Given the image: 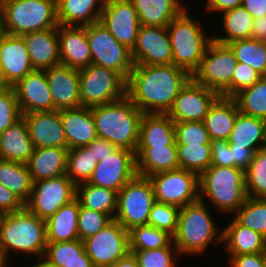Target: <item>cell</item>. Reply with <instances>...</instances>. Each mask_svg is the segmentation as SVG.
Listing matches in <instances>:
<instances>
[{
    "instance_id": "obj_1",
    "label": "cell",
    "mask_w": 266,
    "mask_h": 267,
    "mask_svg": "<svg viewBox=\"0 0 266 267\" xmlns=\"http://www.w3.org/2000/svg\"><path fill=\"white\" fill-rule=\"evenodd\" d=\"M191 79L184 69L170 65H134L126 95L143 113L167 114L180 90Z\"/></svg>"
},
{
    "instance_id": "obj_2",
    "label": "cell",
    "mask_w": 266,
    "mask_h": 267,
    "mask_svg": "<svg viewBox=\"0 0 266 267\" xmlns=\"http://www.w3.org/2000/svg\"><path fill=\"white\" fill-rule=\"evenodd\" d=\"M96 133L118 148L136 151L143 112L125 95L120 100L91 107Z\"/></svg>"
},
{
    "instance_id": "obj_3",
    "label": "cell",
    "mask_w": 266,
    "mask_h": 267,
    "mask_svg": "<svg viewBox=\"0 0 266 267\" xmlns=\"http://www.w3.org/2000/svg\"><path fill=\"white\" fill-rule=\"evenodd\" d=\"M47 243L46 220L26 208L0 215V250L6 262L14 251L42 260Z\"/></svg>"
},
{
    "instance_id": "obj_4",
    "label": "cell",
    "mask_w": 266,
    "mask_h": 267,
    "mask_svg": "<svg viewBox=\"0 0 266 267\" xmlns=\"http://www.w3.org/2000/svg\"><path fill=\"white\" fill-rule=\"evenodd\" d=\"M207 202L198 200L180 208L176 233L173 243L179 254L203 255L208 245L222 243V231L207 209Z\"/></svg>"
},
{
    "instance_id": "obj_5",
    "label": "cell",
    "mask_w": 266,
    "mask_h": 267,
    "mask_svg": "<svg viewBox=\"0 0 266 267\" xmlns=\"http://www.w3.org/2000/svg\"><path fill=\"white\" fill-rule=\"evenodd\" d=\"M57 0H0V31L23 36L58 27Z\"/></svg>"
},
{
    "instance_id": "obj_6",
    "label": "cell",
    "mask_w": 266,
    "mask_h": 267,
    "mask_svg": "<svg viewBox=\"0 0 266 267\" xmlns=\"http://www.w3.org/2000/svg\"><path fill=\"white\" fill-rule=\"evenodd\" d=\"M205 197L219 212L234 214L247 198L245 171L211 165L199 176V200Z\"/></svg>"
},
{
    "instance_id": "obj_7",
    "label": "cell",
    "mask_w": 266,
    "mask_h": 267,
    "mask_svg": "<svg viewBox=\"0 0 266 267\" xmlns=\"http://www.w3.org/2000/svg\"><path fill=\"white\" fill-rule=\"evenodd\" d=\"M167 30L172 47L173 64L192 75L213 37L207 36L200 22L189 16L188 8L168 24Z\"/></svg>"
},
{
    "instance_id": "obj_8",
    "label": "cell",
    "mask_w": 266,
    "mask_h": 267,
    "mask_svg": "<svg viewBox=\"0 0 266 267\" xmlns=\"http://www.w3.org/2000/svg\"><path fill=\"white\" fill-rule=\"evenodd\" d=\"M237 60L227 44L212 40L191 79L220 96L232 98V77Z\"/></svg>"
},
{
    "instance_id": "obj_9",
    "label": "cell",
    "mask_w": 266,
    "mask_h": 267,
    "mask_svg": "<svg viewBox=\"0 0 266 267\" xmlns=\"http://www.w3.org/2000/svg\"><path fill=\"white\" fill-rule=\"evenodd\" d=\"M127 81L116 71L90 64L79 69L82 107H94L120 100L126 95Z\"/></svg>"
},
{
    "instance_id": "obj_10",
    "label": "cell",
    "mask_w": 266,
    "mask_h": 267,
    "mask_svg": "<svg viewBox=\"0 0 266 267\" xmlns=\"http://www.w3.org/2000/svg\"><path fill=\"white\" fill-rule=\"evenodd\" d=\"M155 202L154 189L149 178L136 175L118 192L114 219L127 231L136 226L147 225Z\"/></svg>"
},
{
    "instance_id": "obj_11",
    "label": "cell",
    "mask_w": 266,
    "mask_h": 267,
    "mask_svg": "<svg viewBox=\"0 0 266 267\" xmlns=\"http://www.w3.org/2000/svg\"><path fill=\"white\" fill-rule=\"evenodd\" d=\"M91 64L118 72L126 81L134 67L131 50L120 44L99 21L86 26Z\"/></svg>"
},
{
    "instance_id": "obj_12",
    "label": "cell",
    "mask_w": 266,
    "mask_h": 267,
    "mask_svg": "<svg viewBox=\"0 0 266 267\" xmlns=\"http://www.w3.org/2000/svg\"><path fill=\"white\" fill-rule=\"evenodd\" d=\"M155 201L179 208L199 200V176L185 169L164 171L148 176Z\"/></svg>"
},
{
    "instance_id": "obj_13",
    "label": "cell",
    "mask_w": 266,
    "mask_h": 267,
    "mask_svg": "<svg viewBox=\"0 0 266 267\" xmlns=\"http://www.w3.org/2000/svg\"><path fill=\"white\" fill-rule=\"evenodd\" d=\"M76 187L66 174L35 181L25 208L40 219L47 220L58 209L76 198Z\"/></svg>"
},
{
    "instance_id": "obj_14",
    "label": "cell",
    "mask_w": 266,
    "mask_h": 267,
    "mask_svg": "<svg viewBox=\"0 0 266 267\" xmlns=\"http://www.w3.org/2000/svg\"><path fill=\"white\" fill-rule=\"evenodd\" d=\"M94 267H109L129 252V232L115 219L84 241Z\"/></svg>"
},
{
    "instance_id": "obj_15",
    "label": "cell",
    "mask_w": 266,
    "mask_h": 267,
    "mask_svg": "<svg viewBox=\"0 0 266 267\" xmlns=\"http://www.w3.org/2000/svg\"><path fill=\"white\" fill-rule=\"evenodd\" d=\"M100 22L120 44L132 51L141 25L130 0H105Z\"/></svg>"
},
{
    "instance_id": "obj_16",
    "label": "cell",
    "mask_w": 266,
    "mask_h": 267,
    "mask_svg": "<svg viewBox=\"0 0 266 267\" xmlns=\"http://www.w3.org/2000/svg\"><path fill=\"white\" fill-rule=\"evenodd\" d=\"M136 175L135 152L118 148L114 153L98 162L88 183L118 193Z\"/></svg>"
},
{
    "instance_id": "obj_17",
    "label": "cell",
    "mask_w": 266,
    "mask_h": 267,
    "mask_svg": "<svg viewBox=\"0 0 266 267\" xmlns=\"http://www.w3.org/2000/svg\"><path fill=\"white\" fill-rule=\"evenodd\" d=\"M219 96L216 91L190 79L180 90L167 115L174 123L203 121Z\"/></svg>"
},
{
    "instance_id": "obj_18",
    "label": "cell",
    "mask_w": 266,
    "mask_h": 267,
    "mask_svg": "<svg viewBox=\"0 0 266 267\" xmlns=\"http://www.w3.org/2000/svg\"><path fill=\"white\" fill-rule=\"evenodd\" d=\"M131 57L134 65L173 64L167 27L141 25Z\"/></svg>"
},
{
    "instance_id": "obj_19",
    "label": "cell",
    "mask_w": 266,
    "mask_h": 267,
    "mask_svg": "<svg viewBox=\"0 0 266 267\" xmlns=\"http://www.w3.org/2000/svg\"><path fill=\"white\" fill-rule=\"evenodd\" d=\"M32 71L23 38L0 31V85L14 86Z\"/></svg>"
},
{
    "instance_id": "obj_20",
    "label": "cell",
    "mask_w": 266,
    "mask_h": 267,
    "mask_svg": "<svg viewBox=\"0 0 266 267\" xmlns=\"http://www.w3.org/2000/svg\"><path fill=\"white\" fill-rule=\"evenodd\" d=\"M22 113L53 111L45 70H34L12 86Z\"/></svg>"
},
{
    "instance_id": "obj_21",
    "label": "cell",
    "mask_w": 266,
    "mask_h": 267,
    "mask_svg": "<svg viewBox=\"0 0 266 267\" xmlns=\"http://www.w3.org/2000/svg\"><path fill=\"white\" fill-rule=\"evenodd\" d=\"M34 148L68 149L60 111L33 112L22 115Z\"/></svg>"
},
{
    "instance_id": "obj_22",
    "label": "cell",
    "mask_w": 266,
    "mask_h": 267,
    "mask_svg": "<svg viewBox=\"0 0 266 267\" xmlns=\"http://www.w3.org/2000/svg\"><path fill=\"white\" fill-rule=\"evenodd\" d=\"M53 100V111L81 106L79 70L59 64L45 70Z\"/></svg>"
},
{
    "instance_id": "obj_23",
    "label": "cell",
    "mask_w": 266,
    "mask_h": 267,
    "mask_svg": "<svg viewBox=\"0 0 266 267\" xmlns=\"http://www.w3.org/2000/svg\"><path fill=\"white\" fill-rule=\"evenodd\" d=\"M58 39L62 65L79 70L91 64L86 26L58 25Z\"/></svg>"
},
{
    "instance_id": "obj_24",
    "label": "cell",
    "mask_w": 266,
    "mask_h": 267,
    "mask_svg": "<svg viewBox=\"0 0 266 267\" xmlns=\"http://www.w3.org/2000/svg\"><path fill=\"white\" fill-rule=\"evenodd\" d=\"M21 37L28 49L34 70H46L61 64L58 27L35 31Z\"/></svg>"
},
{
    "instance_id": "obj_25",
    "label": "cell",
    "mask_w": 266,
    "mask_h": 267,
    "mask_svg": "<svg viewBox=\"0 0 266 267\" xmlns=\"http://www.w3.org/2000/svg\"><path fill=\"white\" fill-rule=\"evenodd\" d=\"M60 118L68 149L85 147L98 137L91 108L60 110Z\"/></svg>"
},
{
    "instance_id": "obj_26",
    "label": "cell",
    "mask_w": 266,
    "mask_h": 267,
    "mask_svg": "<svg viewBox=\"0 0 266 267\" xmlns=\"http://www.w3.org/2000/svg\"><path fill=\"white\" fill-rule=\"evenodd\" d=\"M68 150L57 147L34 148L26 163L33 182L64 175Z\"/></svg>"
},
{
    "instance_id": "obj_27",
    "label": "cell",
    "mask_w": 266,
    "mask_h": 267,
    "mask_svg": "<svg viewBox=\"0 0 266 267\" xmlns=\"http://www.w3.org/2000/svg\"><path fill=\"white\" fill-rule=\"evenodd\" d=\"M135 155L139 176L179 169L177 146L137 147Z\"/></svg>"
},
{
    "instance_id": "obj_28",
    "label": "cell",
    "mask_w": 266,
    "mask_h": 267,
    "mask_svg": "<svg viewBox=\"0 0 266 267\" xmlns=\"http://www.w3.org/2000/svg\"><path fill=\"white\" fill-rule=\"evenodd\" d=\"M177 146L175 123L167 114L144 113L137 147Z\"/></svg>"
},
{
    "instance_id": "obj_29",
    "label": "cell",
    "mask_w": 266,
    "mask_h": 267,
    "mask_svg": "<svg viewBox=\"0 0 266 267\" xmlns=\"http://www.w3.org/2000/svg\"><path fill=\"white\" fill-rule=\"evenodd\" d=\"M238 113L234 98L219 96L215 100L203 120L211 141L228 140Z\"/></svg>"
},
{
    "instance_id": "obj_30",
    "label": "cell",
    "mask_w": 266,
    "mask_h": 267,
    "mask_svg": "<svg viewBox=\"0 0 266 267\" xmlns=\"http://www.w3.org/2000/svg\"><path fill=\"white\" fill-rule=\"evenodd\" d=\"M105 0H57L59 25L87 26L100 21Z\"/></svg>"
},
{
    "instance_id": "obj_31",
    "label": "cell",
    "mask_w": 266,
    "mask_h": 267,
    "mask_svg": "<svg viewBox=\"0 0 266 267\" xmlns=\"http://www.w3.org/2000/svg\"><path fill=\"white\" fill-rule=\"evenodd\" d=\"M227 226V227H226ZM222 230V244L230 255L266 252V238L234 218Z\"/></svg>"
},
{
    "instance_id": "obj_32",
    "label": "cell",
    "mask_w": 266,
    "mask_h": 267,
    "mask_svg": "<svg viewBox=\"0 0 266 267\" xmlns=\"http://www.w3.org/2000/svg\"><path fill=\"white\" fill-rule=\"evenodd\" d=\"M33 150L34 146L23 117L0 133V159L26 164Z\"/></svg>"
},
{
    "instance_id": "obj_33",
    "label": "cell",
    "mask_w": 266,
    "mask_h": 267,
    "mask_svg": "<svg viewBox=\"0 0 266 267\" xmlns=\"http://www.w3.org/2000/svg\"><path fill=\"white\" fill-rule=\"evenodd\" d=\"M227 141L230 147L265 148L266 120L239 112Z\"/></svg>"
},
{
    "instance_id": "obj_34",
    "label": "cell",
    "mask_w": 266,
    "mask_h": 267,
    "mask_svg": "<svg viewBox=\"0 0 266 267\" xmlns=\"http://www.w3.org/2000/svg\"><path fill=\"white\" fill-rule=\"evenodd\" d=\"M80 203L77 198L58 209L46 220L47 242L79 239L78 217Z\"/></svg>"
},
{
    "instance_id": "obj_35",
    "label": "cell",
    "mask_w": 266,
    "mask_h": 267,
    "mask_svg": "<svg viewBox=\"0 0 266 267\" xmlns=\"http://www.w3.org/2000/svg\"><path fill=\"white\" fill-rule=\"evenodd\" d=\"M140 25L167 27L186 7L180 0H130Z\"/></svg>"
},
{
    "instance_id": "obj_36",
    "label": "cell",
    "mask_w": 266,
    "mask_h": 267,
    "mask_svg": "<svg viewBox=\"0 0 266 267\" xmlns=\"http://www.w3.org/2000/svg\"><path fill=\"white\" fill-rule=\"evenodd\" d=\"M117 195L118 193L114 190L95 186L88 182L81 183L76 187V198L82 207L107 214L111 219L115 218Z\"/></svg>"
},
{
    "instance_id": "obj_37",
    "label": "cell",
    "mask_w": 266,
    "mask_h": 267,
    "mask_svg": "<svg viewBox=\"0 0 266 267\" xmlns=\"http://www.w3.org/2000/svg\"><path fill=\"white\" fill-rule=\"evenodd\" d=\"M0 183L16 194L24 203L28 201L33 180L26 164L0 159Z\"/></svg>"
},
{
    "instance_id": "obj_38",
    "label": "cell",
    "mask_w": 266,
    "mask_h": 267,
    "mask_svg": "<svg viewBox=\"0 0 266 267\" xmlns=\"http://www.w3.org/2000/svg\"><path fill=\"white\" fill-rule=\"evenodd\" d=\"M222 27L225 35L212 36L213 40L222 44H228L242 39H250L253 25L252 15L242 6L227 10L222 13Z\"/></svg>"
},
{
    "instance_id": "obj_39",
    "label": "cell",
    "mask_w": 266,
    "mask_h": 267,
    "mask_svg": "<svg viewBox=\"0 0 266 267\" xmlns=\"http://www.w3.org/2000/svg\"><path fill=\"white\" fill-rule=\"evenodd\" d=\"M97 164L93 151L87 146L69 149L65 174L77 186L88 182Z\"/></svg>"
},
{
    "instance_id": "obj_40",
    "label": "cell",
    "mask_w": 266,
    "mask_h": 267,
    "mask_svg": "<svg viewBox=\"0 0 266 267\" xmlns=\"http://www.w3.org/2000/svg\"><path fill=\"white\" fill-rule=\"evenodd\" d=\"M237 62L245 63L266 76V43L254 39H242L227 44Z\"/></svg>"
},
{
    "instance_id": "obj_41",
    "label": "cell",
    "mask_w": 266,
    "mask_h": 267,
    "mask_svg": "<svg viewBox=\"0 0 266 267\" xmlns=\"http://www.w3.org/2000/svg\"><path fill=\"white\" fill-rule=\"evenodd\" d=\"M129 232V250H152L169 246L173 236L151 225L133 227Z\"/></svg>"
},
{
    "instance_id": "obj_42",
    "label": "cell",
    "mask_w": 266,
    "mask_h": 267,
    "mask_svg": "<svg viewBox=\"0 0 266 267\" xmlns=\"http://www.w3.org/2000/svg\"><path fill=\"white\" fill-rule=\"evenodd\" d=\"M239 112L266 120V76L234 97Z\"/></svg>"
},
{
    "instance_id": "obj_43",
    "label": "cell",
    "mask_w": 266,
    "mask_h": 267,
    "mask_svg": "<svg viewBox=\"0 0 266 267\" xmlns=\"http://www.w3.org/2000/svg\"><path fill=\"white\" fill-rule=\"evenodd\" d=\"M234 214V219L240 225L266 238V198L247 197Z\"/></svg>"
},
{
    "instance_id": "obj_44",
    "label": "cell",
    "mask_w": 266,
    "mask_h": 267,
    "mask_svg": "<svg viewBox=\"0 0 266 267\" xmlns=\"http://www.w3.org/2000/svg\"><path fill=\"white\" fill-rule=\"evenodd\" d=\"M179 168L200 176L211 166V144L177 145Z\"/></svg>"
},
{
    "instance_id": "obj_45",
    "label": "cell",
    "mask_w": 266,
    "mask_h": 267,
    "mask_svg": "<svg viewBox=\"0 0 266 267\" xmlns=\"http://www.w3.org/2000/svg\"><path fill=\"white\" fill-rule=\"evenodd\" d=\"M85 250L84 242L80 239L63 242H48L42 261L49 267H64V265L82 260Z\"/></svg>"
},
{
    "instance_id": "obj_46",
    "label": "cell",
    "mask_w": 266,
    "mask_h": 267,
    "mask_svg": "<svg viewBox=\"0 0 266 267\" xmlns=\"http://www.w3.org/2000/svg\"><path fill=\"white\" fill-rule=\"evenodd\" d=\"M247 197L266 198V147L259 149L245 170Z\"/></svg>"
},
{
    "instance_id": "obj_47",
    "label": "cell",
    "mask_w": 266,
    "mask_h": 267,
    "mask_svg": "<svg viewBox=\"0 0 266 267\" xmlns=\"http://www.w3.org/2000/svg\"><path fill=\"white\" fill-rule=\"evenodd\" d=\"M132 253L137 259L139 267H177L176 257L180 256L173 242L167 247L134 250Z\"/></svg>"
},
{
    "instance_id": "obj_48",
    "label": "cell",
    "mask_w": 266,
    "mask_h": 267,
    "mask_svg": "<svg viewBox=\"0 0 266 267\" xmlns=\"http://www.w3.org/2000/svg\"><path fill=\"white\" fill-rule=\"evenodd\" d=\"M180 208L175 205L155 202L148 217V225L174 236L178 225Z\"/></svg>"
},
{
    "instance_id": "obj_49",
    "label": "cell",
    "mask_w": 266,
    "mask_h": 267,
    "mask_svg": "<svg viewBox=\"0 0 266 267\" xmlns=\"http://www.w3.org/2000/svg\"><path fill=\"white\" fill-rule=\"evenodd\" d=\"M22 118L12 86L0 85V133Z\"/></svg>"
},
{
    "instance_id": "obj_50",
    "label": "cell",
    "mask_w": 266,
    "mask_h": 267,
    "mask_svg": "<svg viewBox=\"0 0 266 267\" xmlns=\"http://www.w3.org/2000/svg\"><path fill=\"white\" fill-rule=\"evenodd\" d=\"M176 145L211 144L203 121L175 123Z\"/></svg>"
},
{
    "instance_id": "obj_51",
    "label": "cell",
    "mask_w": 266,
    "mask_h": 267,
    "mask_svg": "<svg viewBox=\"0 0 266 267\" xmlns=\"http://www.w3.org/2000/svg\"><path fill=\"white\" fill-rule=\"evenodd\" d=\"M111 220L107 214L90 210L80 205L77 221L79 239L84 241L86 238L93 236L102 230Z\"/></svg>"
},
{
    "instance_id": "obj_52",
    "label": "cell",
    "mask_w": 266,
    "mask_h": 267,
    "mask_svg": "<svg viewBox=\"0 0 266 267\" xmlns=\"http://www.w3.org/2000/svg\"><path fill=\"white\" fill-rule=\"evenodd\" d=\"M263 76L245 63L238 62L232 77V98L239 92L251 87Z\"/></svg>"
},
{
    "instance_id": "obj_53",
    "label": "cell",
    "mask_w": 266,
    "mask_h": 267,
    "mask_svg": "<svg viewBox=\"0 0 266 267\" xmlns=\"http://www.w3.org/2000/svg\"><path fill=\"white\" fill-rule=\"evenodd\" d=\"M212 160L211 165L232 167V153L227 140L211 141Z\"/></svg>"
},
{
    "instance_id": "obj_54",
    "label": "cell",
    "mask_w": 266,
    "mask_h": 267,
    "mask_svg": "<svg viewBox=\"0 0 266 267\" xmlns=\"http://www.w3.org/2000/svg\"><path fill=\"white\" fill-rule=\"evenodd\" d=\"M25 208V203L7 187L0 183V215L18 212Z\"/></svg>"
},
{
    "instance_id": "obj_55",
    "label": "cell",
    "mask_w": 266,
    "mask_h": 267,
    "mask_svg": "<svg viewBox=\"0 0 266 267\" xmlns=\"http://www.w3.org/2000/svg\"><path fill=\"white\" fill-rule=\"evenodd\" d=\"M230 267H264L263 252L255 254L230 255Z\"/></svg>"
},
{
    "instance_id": "obj_56",
    "label": "cell",
    "mask_w": 266,
    "mask_h": 267,
    "mask_svg": "<svg viewBox=\"0 0 266 267\" xmlns=\"http://www.w3.org/2000/svg\"><path fill=\"white\" fill-rule=\"evenodd\" d=\"M232 153V167H239L244 171L249 167L256 149L243 147H230Z\"/></svg>"
},
{
    "instance_id": "obj_57",
    "label": "cell",
    "mask_w": 266,
    "mask_h": 267,
    "mask_svg": "<svg viewBox=\"0 0 266 267\" xmlns=\"http://www.w3.org/2000/svg\"><path fill=\"white\" fill-rule=\"evenodd\" d=\"M87 147L93 151V155L98 162L104 160L106 156L111 155L118 149L114 144L99 137L94 139Z\"/></svg>"
},
{
    "instance_id": "obj_58",
    "label": "cell",
    "mask_w": 266,
    "mask_h": 267,
    "mask_svg": "<svg viewBox=\"0 0 266 267\" xmlns=\"http://www.w3.org/2000/svg\"><path fill=\"white\" fill-rule=\"evenodd\" d=\"M241 3L242 0H207L205 11H209L211 13H223L227 10L241 6Z\"/></svg>"
},
{
    "instance_id": "obj_59",
    "label": "cell",
    "mask_w": 266,
    "mask_h": 267,
    "mask_svg": "<svg viewBox=\"0 0 266 267\" xmlns=\"http://www.w3.org/2000/svg\"><path fill=\"white\" fill-rule=\"evenodd\" d=\"M244 7L254 19L266 15V0H242Z\"/></svg>"
},
{
    "instance_id": "obj_60",
    "label": "cell",
    "mask_w": 266,
    "mask_h": 267,
    "mask_svg": "<svg viewBox=\"0 0 266 267\" xmlns=\"http://www.w3.org/2000/svg\"><path fill=\"white\" fill-rule=\"evenodd\" d=\"M250 38L266 43V15L253 19Z\"/></svg>"
},
{
    "instance_id": "obj_61",
    "label": "cell",
    "mask_w": 266,
    "mask_h": 267,
    "mask_svg": "<svg viewBox=\"0 0 266 267\" xmlns=\"http://www.w3.org/2000/svg\"><path fill=\"white\" fill-rule=\"evenodd\" d=\"M109 267H139V265L133 253L129 252L125 257Z\"/></svg>"
},
{
    "instance_id": "obj_62",
    "label": "cell",
    "mask_w": 266,
    "mask_h": 267,
    "mask_svg": "<svg viewBox=\"0 0 266 267\" xmlns=\"http://www.w3.org/2000/svg\"><path fill=\"white\" fill-rule=\"evenodd\" d=\"M64 267H94L91 259L87 256L86 251L84 250L82 252V260H75L72 261L66 265H64Z\"/></svg>"
},
{
    "instance_id": "obj_63",
    "label": "cell",
    "mask_w": 266,
    "mask_h": 267,
    "mask_svg": "<svg viewBox=\"0 0 266 267\" xmlns=\"http://www.w3.org/2000/svg\"><path fill=\"white\" fill-rule=\"evenodd\" d=\"M9 266L8 263L5 261L2 253H1V250H0V267H7Z\"/></svg>"
},
{
    "instance_id": "obj_64",
    "label": "cell",
    "mask_w": 266,
    "mask_h": 267,
    "mask_svg": "<svg viewBox=\"0 0 266 267\" xmlns=\"http://www.w3.org/2000/svg\"><path fill=\"white\" fill-rule=\"evenodd\" d=\"M32 267H49L47 264H45L42 260L35 262V264Z\"/></svg>"
},
{
    "instance_id": "obj_65",
    "label": "cell",
    "mask_w": 266,
    "mask_h": 267,
    "mask_svg": "<svg viewBox=\"0 0 266 267\" xmlns=\"http://www.w3.org/2000/svg\"><path fill=\"white\" fill-rule=\"evenodd\" d=\"M263 264L266 267V252H263Z\"/></svg>"
}]
</instances>
